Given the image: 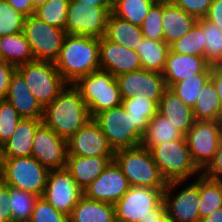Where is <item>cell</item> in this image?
Here are the masks:
<instances>
[{
    "instance_id": "1",
    "label": "cell",
    "mask_w": 222,
    "mask_h": 222,
    "mask_svg": "<svg viewBox=\"0 0 222 222\" xmlns=\"http://www.w3.org/2000/svg\"><path fill=\"white\" fill-rule=\"evenodd\" d=\"M54 64L61 77L72 85L99 70V38L66 34Z\"/></svg>"
},
{
    "instance_id": "2",
    "label": "cell",
    "mask_w": 222,
    "mask_h": 222,
    "mask_svg": "<svg viewBox=\"0 0 222 222\" xmlns=\"http://www.w3.org/2000/svg\"><path fill=\"white\" fill-rule=\"evenodd\" d=\"M91 119L80 92L68 84L58 97L44 108L42 122L58 136L68 140Z\"/></svg>"
},
{
    "instance_id": "3",
    "label": "cell",
    "mask_w": 222,
    "mask_h": 222,
    "mask_svg": "<svg viewBox=\"0 0 222 222\" xmlns=\"http://www.w3.org/2000/svg\"><path fill=\"white\" fill-rule=\"evenodd\" d=\"M114 161L122 170L130 186L165 189L166 179L155 164L149 149L141 145L114 152Z\"/></svg>"
},
{
    "instance_id": "4",
    "label": "cell",
    "mask_w": 222,
    "mask_h": 222,
    "mask_svg": "<svg viewBox=\"0 0 222 222\" xmlns=\"http://www.w3.org/2000/svg\"><path fill=\"white\" fill-rule=\"evenodd\" d=\"M73 86L85 101L91 119L97 114L122 104V96L116 80L107 71L96 70L80 77Z\"/></svg>"
},
{
    "instance_id": "5",
    "label": "cell",
    "mask_w": 222,
    "mask_h": 222,
    "mask_svg": "<svg viewBox=\"0 0 222 222\" xmlns=\"http://www.w3.org/2000/svg\"><path fill=\"white\" fill-rule=\"evenodd\" d=\"M49 171L32 156L2 158L3 184L37 197L43 195Z\"/></svg>"
},
{
    "instance_id": "6",
    "label": "cell",
    "mask_w": 222,
    "mask_h": 222,
    "mask_svg": "<svg viewBox=\"0 0 222 222\" xmlns=\"http://www.w3.org/2000/svg\"><path fill=\"white\" fill-rule=\"evenodd\" d=\"M16 70L43 108L52 103L68 85L51 61L34 60L16 67Z\"/></svg>"
},
{
    "instance_id": "7",
    "label": "cell",
    "mask_w": 222,
    "mask_h": 222,
    "mask_svg": "<svg viewBox=\"0 0 222 222\" xmlns=\"http://www.w3.org/2000/svg\"><path fill=\"white\" fill-rule=\"evenodd\" d=\"M149 150L167 182L186 181L192 175L201 174V171L192 161L185 139L164 141Z\"/></svg>"
},
{
    "instance_id": "8",
    "label": "cell",
    "mask_w": 222,
    "mask_h": 222,
    "mask_svg": "<svg viewBox=\"0 0 222 222\" xmlns=\"http://www.w3.org/2000/svg\"><path fill=\"white\" fill-rule=\"evenodd\" d=\"M93 120L99 125L114 152L141 144L143 134L135 127L122 104L97 114Z\"/></svg>"
},
{
    "instance_id": "9",
    "label": "cell",
    "mask_w": 222,
    "mask_h": 222,
    "mask_svg": "<svg viewBox=\"0 0 222 222\" xmlns=\"http://www.w3.org/2000/svg\"><path fill=\"white\" fill-rule=\"evenodd\" d=\"M113 6H93L78 0L68 5L66 34L102 38L106 33L107 19Z\"/></svg>"
},
{
    "instance_id": "10",
    "label": "cell",
    "mask_w": 222,
    "mask_h": 222,
    "mask_svg": "<svg viewBox=\"0 0 222 222\" xmlns=\"http://www.w3.org/2000/svg\"><path fill=\"white\" fill-rule=\"evenodd\" d=\"M184 137L193 163L202 172L213 160L222 141V121L195 120Z\"/></svg>"
},
{
    "instance_id": "11",
    "label": "cell",
    "mask_w": 222,
    "mask_h": 222,
    "mask_svg": "<svg viewBox=\"0 0 222 222\" xmlns=\"http://www.w3.org/2000/svg\"><path fill=\"white\" fill-rule=\"evenodd\" d=\"M23 33L30 44L34 60L55 62L58 58L66 31L39 20L36 16H27Z\"/></svg>"
},
{
    "instance_id": "12",
    "label": "cell",
    "mask_w": 222,
    "mask_h": 222,
    "mask_svg": "<svg viewBox=\"0 0 222 222\" xmlns=\"http://www.w3.org/2000/svg\"><path fill=\"white\" fill-rule=\"evenodd\" d=\"M165 189L131 186L114 204L116 222H138L163 202Z\"/></svg>"
},
{
    "instance_id": "13",
    "label": "cell",
    "mask_w": 222,
    "mask_h": 222,
    "mask_svg": "<svg viewBox=\"0 0 222 222\" xmlns=\"http://www.w3.org/2000/svg\"><path fill=\"white\" fill-rule=\"evenodd\" d=\"M195 176H198L195 181L175 196H172L171 192L185 181H169L167 183L163 194V203L166 212L174 222H200L199 175Z\"/></svg>"
},
{
    "instance_id": "14",
    "label": "cell",
    "mask_w": 222,
    "mask_h": 222,
    "mask_svg": "<svg viewBox=\"0 0 222 222\" xmlns=\"http://www.w3.org/2000/svg\"><path fill=\"white\" fill-rule=\"evenodd\" d=\"M83 195L84 191L65 168L49 171L42 197L57 211L70 216Z\"/></svg>"
},
{
    "instance_id": "15",
    "label": "cell",
    "mask_w": 222,
    "mask_h": 222,
    "mask_svg": "<svg viewBox=\"0 0 222 222\" xmlns=\"http://www.w3.org/2000/svg\"><path fill=\"white\" fill-rule=\"evenodd\" d=\"M31 156L49 170L64 169L67 164V140L58 136L43 122L38 126Z\"/></svg>"
},
{
    "instance_id": "16",
    "label": "cell",
    "mask_w": 222,
    "mask_h": 222,
    "mask_svg": "<svg viewBox=\"0 0 222 222\" xmlns=\"http://www.w3.org/2000/svg\"><path fill=\"white\" fill-rule=\"evenodd\" d=\"M122 99L145 93L148 100L159 104L162 94L167 89L165 79L157 72L140 69L116 76Z\"/></svg>"
},
{
    "instance_id": "17",
    "label": "cell",
    "mask_w": 222,
    "mask_h": 222,
    "mask_svg": "<svg viewBox=\"0 0 222 222\" xmlns=\"http://www.w3.org/2000/svg\"><path fill=\"white\" fill-rule=\"evenodd\" d=\"M130 187L122 170L113 160L83 191L87 198L115 204Z\"/></svg>"
},
{
    "instance_id": "18",
    "label": "cell",
    "mask_w": 222,
    "mask_h": 222,
    "mask_svg": "<svg viewBox=\"0 0 222 222\" xmlns=\"http://www.w3.org/2000/svg\"><path fill=\"white\" fill-rule=\"evenodd\" d=\"M68 155L80 157L114 156L99 125L90 119L67 140Z\"/></svg>"
},
{
    "instance_id": "19",
    "label": "cell",
    "mask_w": 222,
    "mask_h": 222,
    "mask_svg": "<svg viewBox=\"0 0 222 222\" xmlns=\"http://www.w3.org/2000/svg\"><path fill=\"white\" fill-rule=\"evenodd\" d=\"M99 66L113 76L142 69L136 51L109 41L105 36L99 39Z\"/></svg>"
},
{
    "instance_id": "20",
    "label": "cell",
    "mask_w": 222,
    "mask_h": 222,
    "mask_svg": "<svg viewBox=\"0 0 222 222\" xmlns=\"http://www.w3.org/2000/svg\"><path fill=\"white\" fill-rule=\"evenodd\" d=\"M212 66L204 57L169 51L162 76L167 88L197 74H211Z\"/></svg>"
},
{
    "instance_id": "21",
    "label": "cell",
    "mask_w": 222,
    "mask_h": 222,
    "mask_svg": "<svg viewBox=\"0 0 222 222\" xmlns=\"http://www.w3.org/2000/svg\"><path fill=\"white\" fill-rule=\"evenodd\" d=\"M23 119H43L44 108L31 93L22 75L16 70L11 77L5 98Z\"/></svg>"
},
{
    "instance_id": "22",
    "label": "cell",
    "mask_w": 222,
    "mask_h": 222,
    "mask_svg": "<svg viewBox=\"0 0 222 222\" xmlns=\"http://www.w3.org/2000/svg\"><path fill=\"white\" fill-rule=\"evenodd\" d=\"M114 160V156L80 157L68 155L65 169L84 190Z\"/></svg>"
},
{
    "instance_id": "23",
    "label": "cell",
    "mask_w": 222,
    "mask_h": 222,
    "mask_svg": "<svg viewBox=\"0 0 222 222\" xmlns=\"http://www.w3.org/2000/svg\"><path fill=\"white\" fill-rule=\"evenodd\" d=\"M158 113L167 118L183 135L195 122L192 108L186 105L170 88H167L161 96Z\"/></svg>"
},
{
    "instance_id": "24",
    "label": "cell",
    "mask_w": 222,
    "mask_h": 222,
    "mask_svg": "<svg viewBox=\"0 0 222 222\" xmlns=\"http://www.w3.org/2000/svg\"><path fill=\"white\" fill-rule=\"evenodd\" d=\"M42 119H21L11 137L1 146L2 158L28 157L33 138Z\"/></svg>"
},
{
    "instance_id": "25",
    "label": "cell",
    "mask_w": 222,
    "mask_h": 222,
    "mask_svg": "<svg viewBox=\"0 0 222 222\" xmlns=\"http://www.w3.org/2000/svg\"><path fill=\"white\" fill-rule=\"evenodd\" d=\"M197 20L196 17L187 14L173 2L163 3V41L170 46L189 33Z\"/></svg>"
},
{
    "instance_id": "26",
    "label": "cell",
    "mask_w": 222,
    "mask_h": 222,
    "mask_svg": "<svg viewBox=\"0 0 222 222\" xmlns=\"http://www.w3.org/2000/svg\"><path fill=\"white\" fill-rule=\"evenodd\" d=\"M69 222H116L115 206L83 195L72 209Z\"/></svg>"
},
{
    "instance_id": "27",
    "label": "cell",
    "mask_w": 222,
    "mask_h": 222,
    "mask_svg": "<svg viewBox=\"0 0 222 222\" xmlns=\"http://www.w3.org/2000/svg\"><path fill=\"white\" fill-rule=\"evenodd\" d=\"M105 37L116 44L136 51L144 39L141 27L115 16L112 12L107 19Z\"/></svg>"
},
{
    "instance_id": "28",
    "label": "cell",
    "mask_w": 222,
    "mask_h": 222,
    "mask_svg": "<svg viewBox=\"0 0 222 222\" xmlns=\"http://www.w3.org/2000/svg\"><path fill=\"white\" fill-rule=\"evenodd\" d=\"M0 60L15 67L34 61L30 44L23 32L1 36Z\"/></svg>"
},
{
    "instance_id": "29",
    "label": "cell",
    "mask_w": 222,
    "mask_h": 222,
    "mask_svg": "<svg viewBox=\"0 0 222 222\" xmlns=\"http://www.w3.org/2000/svg\"><path fill=\"white\" fill-rule=\"evenodd\" d=\"M170 46L164 41L145 38L136 48L143 69L162 74Z\"/></svg>"
},
{
    "instance_id": "30",
    "label": "cell",
    "mask_w": 222,
    "mask_h": 222,
    "mask_svg": "<svg viewBox=\"0 0 222 222\" xmlns=\"http://www.w3.org/2000/svg\"><path fill=\"white\" fill-rule=\"evenodd\" d=\"M178 139H185V137L167 118L157 113L149 121L140 145L143 148L150 149L164 141L168 142Z\"/></svg>"
},
{
    "instance_id": "31",
    "label": "cell",
    "mask_w": 222,
    "mask_h": 222,
    "mask_svg": "<svg viewBox=\"0 0 222 222\" xmlns=\"http://www.w3.org/2000/svg\"><path fill=\"white\" fill-rule=\"evenodd\" d=\"M122 105L126 112L130 114L135 127L144 134L149 121L158 113V104L155 101L147 99L145 93L135 95L129 99H123Z\"/></svg>"
},
{
    "instance_id": "32",
    "label": "cell",
    "mask_w": 222,
    "mask_h": 222,
    "mask_svg": "<svg viewBox=\"0 0 222 222\" xmlns=\"http://www.w3.org/2000/svg\"><path fill=\"white\" fill-rule=\"evenodd\" d=\"M192 110L195 120L222 121L219 94L217 93L216 86L211 79L202 87Z\"/></svg>"
},
{
    "instance_id": "33",
    "label": "cell",
    "mask_w": 222,
    "mask_h": 222,
    "mask_svg": "<svg viewBox=\"0 0 222 222\" xmlns=\"http://www.w3.org/2000/svg\"><path fill=\"white\" fill-rule=\"evenodd\" d=\"M199 194L200 219L222 207V182L211 180L202 173L199 174Z\"/></svg>"
},
{
    "instance_id": "34",
    "label": "cell",
    "mask_w": 222,
    "mask_h": 222,
    "mask_svg": "<svg viewBox=\"0 0 222 222\" xmlns=\"http://www.w3.org/2000/svg\"><path fill=\"white\" fill-rule=\"evenodd\" d=\"M204 33V58L211 66L222 65V30L205 18L198 19Z\"/></svg>"
},
{
    "instance_id": "35",
    "label": "cell",
    "mask_w": 222,
    "mask_h": 222,
    "mask_svg": "<svg viewBox=\"0 0 222 222\" xmlns=\"http://www.w3.org/2000/svg\"><path fill=\"white\" fill-rule=\"evenodd\" d=\"M153 4L151 0H114L112 13L133 25L141 26Z\"/></svg>"
},
{
    "instance_id": "36",
    "label": "cell",
    "mask_w": 222,
    "mask_h": 222,
    "mask_svg": "<svg viewBox=\"0 0 222 222\" xmlns=\"http://www.w3.org/2000/svg\"><path fill=\"white\" fill-rule=\"evenodd\" d=\"M38 197L32 193L9 187V209L12 222H28Z\"/></svg>"
},
{
    "instance_id": "37",
    "label": "cell",
    "mask_w": 222,
    "mask_h": 222,
    "mask_svg": "<svg viewBox=\"0 0 222 222\" xmlns=\"http://www.w3.org/2000/svg\"><path fill=\"white\" fill-rule=\"evenodd\" d=\"M70 0H48L35 9L34 16L48 25L64 29Z\"/></svg>"
},
{
    "instance_id": "38",
    "label": "cell",
    "mask_w": 222,
    "mask_h": 222,
    "mask_svg": "<svg viewBox=\"0 0 222 222\" xmlns=\"http://www.w3.org/2000/svg\"><path fill=\"white\" fill-rule=\"evenodd\" d=\"M170 51L204 57V33L201 25L196 22L189 33L170 45Z\"/></svg>"
},
{
    "instance_id": "39",
    "label": "cell",
    "mask_w": 222,
    "mask_h": 222,
    "mask_svg": "<svg viewBox=\"0 0 222 222\" xmlns=\"http://www.w3.org/2000/svg\"><path fill=\"white\" fill-rule=\"evenodd\" d=\"M211 79V74H197L186 80L179 81L170 87L172 92L193 108L202 87Z\"/></svg>"
},
{
    "instance_id": "40",
    "label": "cell",
    "mask_w": 222,
    "mask_h": 222,
    "mask_svg": "<svg viewBox=\"0 0 222 222\" xmlns=\"http://www.w3.org/2000/svg\"><path fill=\"white\" fill-rule=\"evenodd\" d=\"M25 18L6 0H0V37L23 32Z\"/></svg>"
},
{
    "instance_id": "41",
    "label": "cell",
    "mask_w": 222,
    "mask_h": 222,
    "mask_svg": "<svg viewBox=\"0 0 222 222\" xmlns=\"http://www.w3.org/2000/svg\"><path fill=\"white\" fill-rule=\"evenodd\" d=\"M22 117L6 100H0V146L13 134Z\"/></svg>"
},
{
    "instance_id": "42",
    "label": "cell",
    "mask_w": 222,
    "mask_h": 222,
    "mask_svg": "<svg viewBox=\"0 0 222 222\" xmlns=\"http://www.w3.org/2000/svg\"><path fill=\"white\" fill-rule=\"evenodd\" d=\"M162 14L163 4L154 3L140 26L145 38L163 41Z\"/></svg>"
},
{
    "instance_id": "43",
    "label": "cell",
    "mask_w": 222,
    "mask_h": 222,
    "mask_svg": "<svg viewBox=\"0 0 222 222\" xmlns=\"http://www.w3.org/2000/svg\"><path fill=\"white\" fill-rule=\"evenodd\" d=\"M28 222H69V216L57 211L43 197H38Z\"/></svg>"
},
{
    "instance_id": "44",
    "label": "cell",
    "mask_w": 222,
    "mask_h": 222,
    "mask_svg": "<svg viewBox=\"0 0 222 222\" xmlns=\"http://www.w3.org/2000/svg\"><path fill=\"white\" fill-rule=\"evenodd\" d=\"M172 2L187 14L201 19L207 14L213 0H172Z\"/></svg>"
},
{
    "instance_id": "45",
    "label": "cell",
    "mask_w": 222,
    "mask_h": 222,
    "mask_svg": "<svg viewBox=\"0 0 222 222\" xmlns=\"http://www.w3.org/2000/svg\"><path fill=\"white\" fill-rule=\"evenodd\" d=\"M201 173L211 180L222 182V141L219 144L213 160Z\"/></svg>"
},
{
    "instance_id": "46",
    "label": "cell",
    "mask_w": 222,
    "mask_h": 222,
    "mask_svg": "<svg viewBox=\"0 0 222 222\" xmlns=\"http://www.w3.org/2000/svg\"><path fill=\"white\" fill-rule=\"evenodd\" d=\"M15 71L14 65L0 60V100H5L11 77Z\"/></svg>"
},
{
    "instance_id": "47",
    "label": "cell",
    "mask_w": 222,
    "mask_h": 222,
    "mask_svg": "<svg viewBox=\"0 0 222 222\" xmlns=\"http://www.w3.org/2000/svg\"><path fill=\"white\" fill-rule=\"evenodd\" d=\"M204 18L222 30V0H213Z\"/></svg>"
},
{
    "instance_id": "48",
    "label": "cell",
    "mask_w": 222,
    "mask_h": 222,
    "mask_svg": "<svg viewBox=\"0 0 222 222\" xmlns=\"http://www.w3.org/2000/svg\"><path fill=\"white\" fill-rule=\"evenodd\" d=\"M138 222H174L166 212L165 204L162 202L156 209L149 212L143 220Z\"/></svg>"
},
{
    "instance_id": "49",
    "label": "cell",
    "mask_w": 222,
    "mask_h": 222,
    "mask_svg": "<svg viewBox=\"0 0 222 222\" xmlns=\"http://www.w3.org/2000/svg\"><path fill=\"white\" fill-rule=\"evenodd\" d=\"M17 12L25 17L32 16L35 13V7L32 0H6Z\"/></svg>"
},
{
    "instance_id": "50",
    "label": "cell",
    "mask_w": 222,
    "mask_h": 222,
    "mask_svg": "<svg viewBox=\"0 0 222 222\" xmlns=\"http://www.w3.org/2000/svg\"><path fill=\"white\" fill-rule=\"evenodd\" d=\"M211 80L214 82L217 89V93L219 94V101L222 113V67L221 66H212Z\"/></svg>"
},
{
    "instance_id": "51",
    "label": "cell",
    "mask_w": 222,
    "mask_h": 222,
    "mask_svg": "<svg viewBox=\"0 0 222 222\" xmlns=\"http://www.w3.org/2000/svg\"><path fill=\"white\" fill-rule=\"evenodd\" d=\"M8 203H9V187L2 184L0 186V215H11Z\"/></svg>"
},
{
    "instance_id": "52",
    "label": "cell",
    "mask_w": 222,
    "mask_h": 222,
    "mask_svg": "<svg viewBox=\"0 0 222 222\" xmlns=\"http://www.w3.org/2000/svg\"><path fill=\"white\" fill-rule=\"evenodd\" d=\"M200 222H222V207L215 210L210 215L200 219Z\"/></svg>"
},
{
    "instance_id": "53",
    "label": "cell",
    "mask_w": 222,
    "mask_h": 222,
    "mask_svg": "<svg viewBox=\"0 0 222 222\" xmlns=\"http://www.w3.org/2000/svg\"><path fill=\"white\" fill-rule=\"evenodd\" d=\"M84 4H91L93 6H113L114 0H78Z\"/></svg>"
},
{
    "instance_id": "54",
    "label": "cell",
    "mask_w": 222,
    "mask_h": 222,
    "mask_svg": "<svg viewBox=\"0 0 222 222\" xmlns=\"http://www.w3.org/2000/svg\"><path fill=\"white\" fill-rule=\"evenodd\" d=\"M0 222H12V215H0Z\"/></svg>"
},
{
    "instance_id": "55",
    "label": "cell",
    "mask_w": 222,
    "mask_h": 222,
    "mask_svg": "<svg viewBox=\"0 0 222 222\" xmlns=\"http://www.w3.org/2000/svg\"><path fill=\"white\" fill-rule=\"evenodd\" d=\"M48 0H32V3L35 8H37L39 5L45 4Z\"/></svg>"
},
{
    "instance_id": "56",
    "label": "cell",
    "mask_w": 222,
    "mask_h": 222,
    "mask_svg": "<svg viewBox=\"0 0 222 222\" xmlns=\"http://www.w3.org/2000/svg\"><path fill=\"white\" fill-rule=\"evenodd\" d=\"M153 3L163 4L172 2V0H151Z\"/></svg>"
},
{
    "instance_id": "57",
    "label": "cell",
    "mask_w": 222,
    "mask_h": 222,
    "mask_svg": "<svg viewBox=\"0 0 222 222\" xmlns=\"http://www.w3.org/2000/svg\"><path fill=\"white\" fill-rule=\"evenodd\" d=\"M0 172H2V149L0 146Z\"/></svg>"
},
{
    "instance_id": "58",
    "label": "cell",
    "mask_w": 222,
    "mask_h": 222,
    "mask_svg": "<svg viewBox=\"0 0 222 222\" xmlns=\"http://www.w3.org/2000/svg\"><path fill=\"white\" fill-rule=\"evenodd\" d=\"M3 184V176H2V172H0V186Z\"/></svg>"
}]
</instances>
